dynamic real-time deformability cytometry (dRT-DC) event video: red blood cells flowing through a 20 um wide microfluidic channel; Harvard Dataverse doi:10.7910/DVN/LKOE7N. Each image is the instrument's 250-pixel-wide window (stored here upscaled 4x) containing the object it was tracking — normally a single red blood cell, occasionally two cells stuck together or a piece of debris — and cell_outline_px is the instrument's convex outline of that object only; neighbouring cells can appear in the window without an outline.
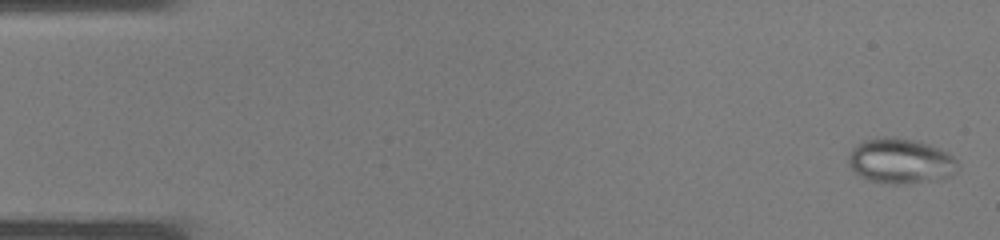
{"species": "common noctule bat (a hibernating species)", "species_latin": "Nyctalus noctula", "temperature_condition": "warm", "stored_images_in_passage": 37, "camera_frame_rate_fps": 3000, "um_per_image_px": 0.085, "animal": {"sex": "male", "body_mass_g": 19.0, "forearm_length_mm": 50.8}, "frame": {"image": 1, "passage_image": 1, "time_ms": 0.0, "image_size_px": [1000, 240], "cell_outline_px": [[960, 164], [948, 176], [928, 180], [904, 184], [880, 184], [868, 180], [852, 172], [848, 164], [848, 156], [852, 148], [860, 140], [884, 136], [892, 136], [916, 140], [948, 152]], "centroid_in_image_um": [76.44, 13.67], "position_along_channel_um": 8.6, "area_um2": 29.02}}
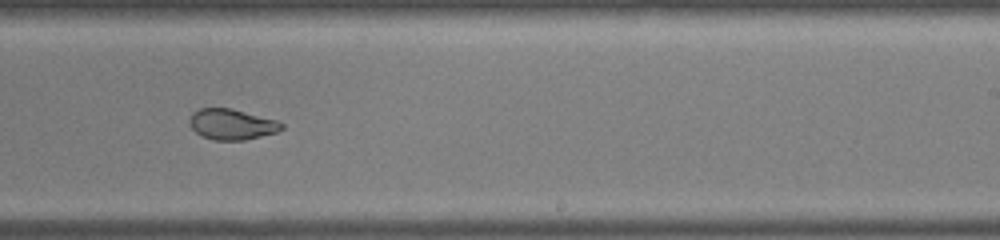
{"frame": {"image": 2, "passage_image": 23, "time_ms": 7.333, "image_size_px": [1000, 240], "cell_outline_px": [[284, 128], [276, 132], [244, 140], [212, 140], [200, 136], [192, 128], [188, 120], [192, 112], [200, 108], [232, 108], [276, 120], [284, 124]], "centroid_in_image_um": [19.67, 10.56], "position_along_channel_um": 269.3, "area_um2": 16.53}}
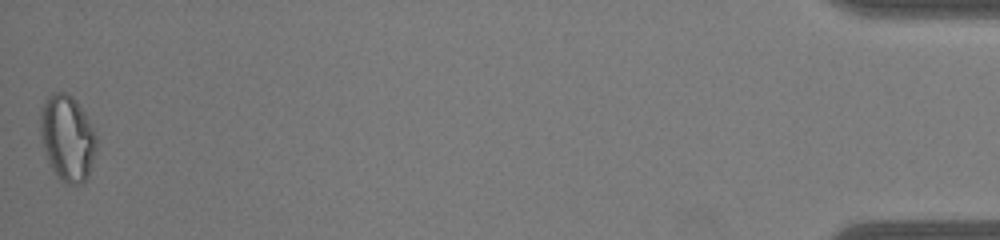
{"frame": {"image": 3, "passage_image": 37, "time_ms": 12.0, "image_size_px": [1000, 240], "cell_outline_px": [[96, 148], [88, 176], [84, 184], [68, 184], [60, 180], [52, 168], [48, 160], [40, 136], [40, 108], [48, 96], [52, 92], [64, 92], [72, 96], [76, 100], [84, 112], [96, 136]], "centroid_in_image_um": [5.71, 11.72], "position_along_channel_um": 429.5, "area_um2": 27.98}}